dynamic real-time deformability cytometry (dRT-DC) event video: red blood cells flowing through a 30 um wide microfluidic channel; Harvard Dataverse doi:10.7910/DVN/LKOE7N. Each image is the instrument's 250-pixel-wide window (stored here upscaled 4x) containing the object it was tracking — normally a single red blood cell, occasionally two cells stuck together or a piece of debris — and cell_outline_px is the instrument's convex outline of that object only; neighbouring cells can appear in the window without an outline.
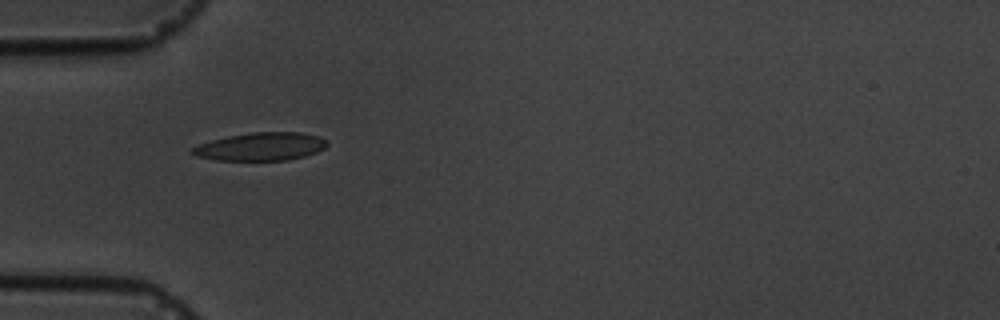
{"species": "common noctule bat (a hibernating species)", "species_latin": "Nyctalus noctula", "temperature_condition": "cold", "stored_images_in_passage": 12, "camera_frame_rate_fps": 3000, "um_per_image_px": 0.085, "animal": {"sex": "male", "body_mass_g": 19.5, "forearm_length_mm": 54.6}, "frame": {"image": 1, "passage_image": 1, "time_ms": 0.0, "image_size_px": [1000, 320], "cell_outline_px": [[328, 144], [324, 148], [316, 152], [304, 156], [288, 160], [216, 160], [196, 156], [188, 152], [192, 148], [200, 144], [212, 140], [228, 136], [252, 132], [300, 132], [320, 136], [328, 140]], "centroid_in_image_um": [22.18, 12.45], "position_along_channel_um": 62.8, "area_um2": 22.08}}
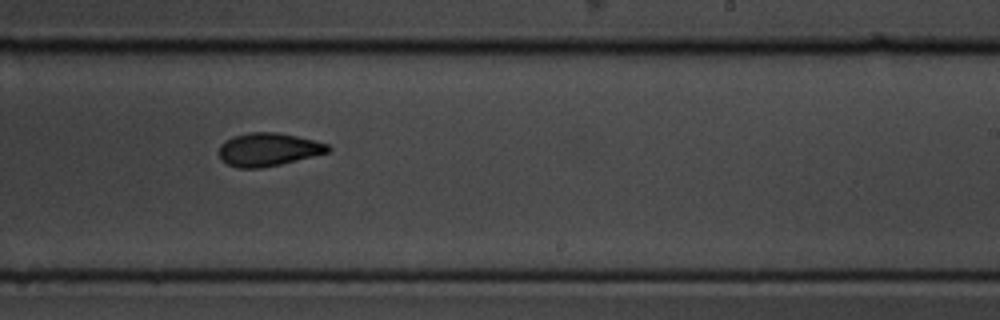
{"frame": {"image": 2, "passage_image": 6, "time_ms": 5.667, "image_size_px": [1000, 320], "cell_outline_px": [[332, 148], [328, 152], [280, 164], [260, 168], [236, 168], [220, 160], [220, 144], [224, 140], [248, 132], [276, 132], [296, 136], [328, 144]], "centroid_in_image_um": [22.77, 12.71], "position_along_channel_um": 266.2, "area_um2": 20.87}}
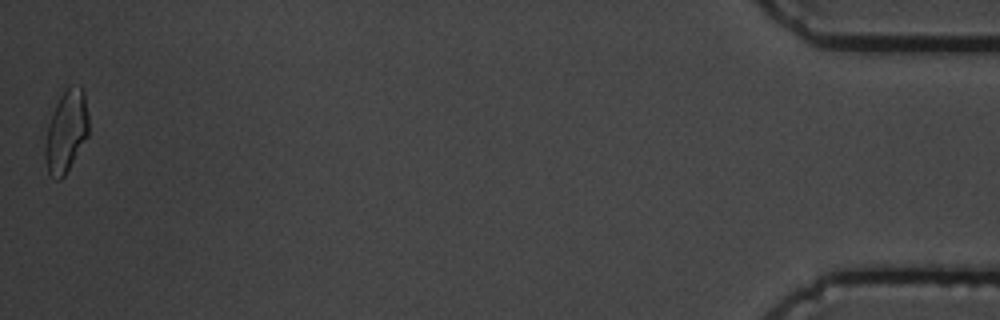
{"frame": {"image": 3, "passage_image": 12, "time_ms": 12.667, "image_size_px": [1000, 320], "cell_outline_px": [[88, 136], [64, 176], [60, 180], [56, 180], [48, 172], [44, 156], [44, 152], [48, 124], [56, 104], [60, 96], [72, 84], [80, 84], [84, 92], [88, 116]], "centroid_in_image_um": [5.63, 11.16], "position_along_channel_um": 429.6, "area_um2": 20.63}, "authors_computed_cell_mechanics": {"area_um2": 20.808, "velocity_mm_per_s": 3.6253, "shape_relaxation_time_tau1_ms": 4.3769, "shape_relaxation_time_tau2_ms": 2.3138, "deformation_change_tau1": 0.1056, "deformation_change_tau2": 0.0733}}